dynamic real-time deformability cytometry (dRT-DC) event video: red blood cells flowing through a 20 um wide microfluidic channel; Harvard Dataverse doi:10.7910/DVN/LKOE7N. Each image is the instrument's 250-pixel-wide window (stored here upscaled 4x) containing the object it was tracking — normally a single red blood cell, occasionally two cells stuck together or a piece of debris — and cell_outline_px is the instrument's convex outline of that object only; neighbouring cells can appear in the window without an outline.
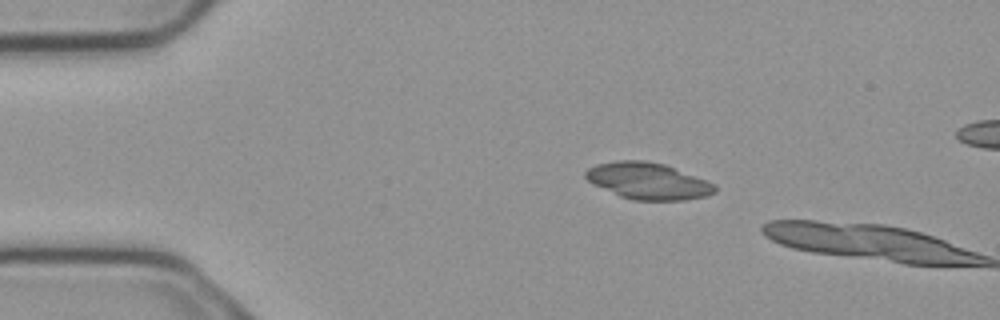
{"species": "common noctule bat (a hibernating species)", "species_latin": "Nyctalus noctula", "temperature_condition": "cold", "stored_images_in_passage": 2, "camera_frame_rate_fps": 3000, "um_per_image_px": 0.085, "animal": {"sex": "male", "body_mass_g": 23.1, "forearm_length_mm": 52.7}, "frame": {"image": 1, "passage_image": 1, "time_ms": 0.0, "image_size_px": [1000, 320], "cell_outline_px": [[716, 192], [708, 196], [684, 200], [632, 200], [620, 196], [592, 184], [584, 176], [584, 172], [588, 168], [596, 164], [620, 160], [644, 160], [664, 164], [716, 184]], "centroid_in_image_um": [55.07, 15.39], "position_along_channel_um": 29.9, "area_um2": 27.57}}